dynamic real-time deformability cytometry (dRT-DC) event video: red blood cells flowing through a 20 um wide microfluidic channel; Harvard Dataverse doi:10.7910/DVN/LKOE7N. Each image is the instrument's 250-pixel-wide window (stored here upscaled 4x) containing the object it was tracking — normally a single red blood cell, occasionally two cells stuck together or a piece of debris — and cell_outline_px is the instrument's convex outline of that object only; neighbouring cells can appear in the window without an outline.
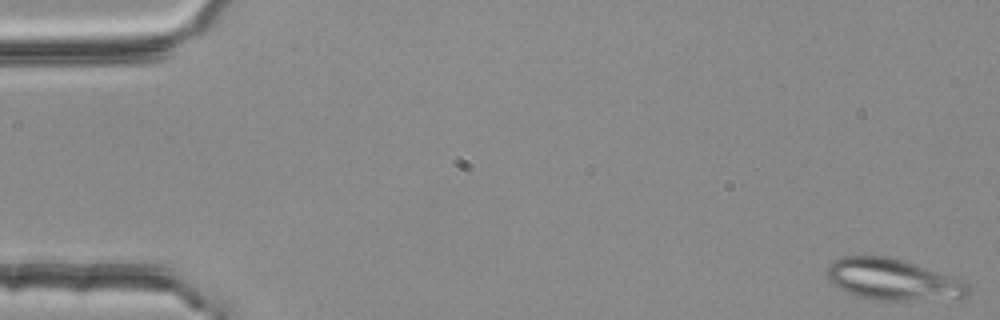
{"species": "common noctule bat (a hibernating species)", "species_latin": "Nyctalus noctula", "temperature_condition": "room temperature", "stored_images_in_passage": 52, "camera_frame_rate_fps": 3000, "um_per_image_px": 0.085, "animal": {"sex": "female", "body_mass_g": 25.1}, "frame": {"image": 1, "passage_image": 1, "time_ms": 0.0, "image_size_px": [1000, 320], "cell_outline_px": [[972, 292], [968, 296], [912, 300], [872, 300], [856, 296], [832, 284], [828, 280], [828, 268], [840, 256], [888, 256], [916, 264], [964, 280], [968, 284]], "centroid_in_image_um": [75.91, 23.76], "position_along_channel_um": 9.1, "area_um2": 33.76}}
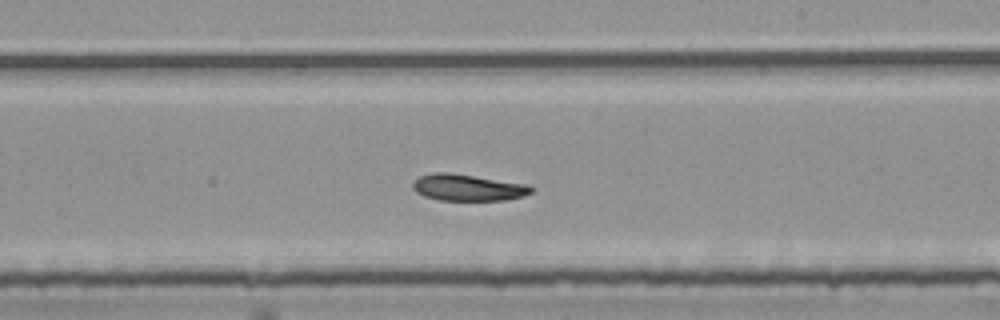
{"frame": {"image": 2, "passage_image": 32, "time_ms": 10.333, "image_size_px": [1000, 320], "cell_outline_px": [[536, 188], [532, 192], [524, 196], [504, 200], [440, 200], [424, 196], [416, 192], [412, 188], [412, 184], [420, 176], [436, 172], [448, 172], [528, 184]], "centroid_in_image_um": [39.8, 15.94], "position_along_channel_um": 249.2, "area_um2": 18.32}}
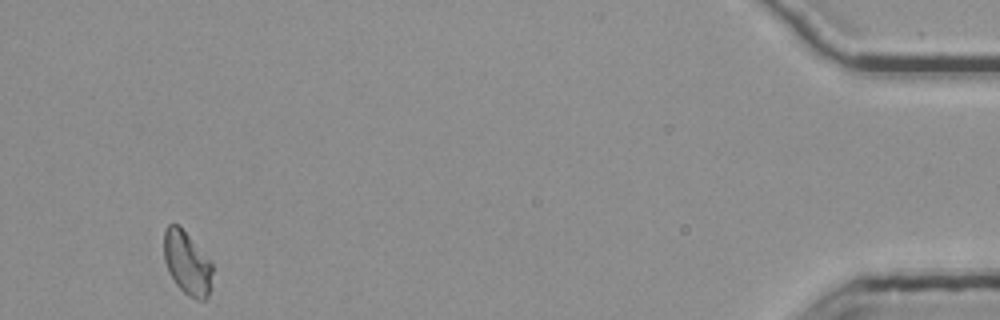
{"frame": {"image": 3, "passage_image": 52, "time_ms": 17.0, "image_size_px": [1000, 320], "cell_outline_px": [[212, 288], [208, 300], [196, 300], [188, 296], [176, 284], [168, 272], [164, 260], [164, 232], [168, 224], [180, 224], [212, 260]], "centroid_in_image_um": [15.94, 22.36], "position_along_channel_um": 419.3, "area_um2": 18.67}}